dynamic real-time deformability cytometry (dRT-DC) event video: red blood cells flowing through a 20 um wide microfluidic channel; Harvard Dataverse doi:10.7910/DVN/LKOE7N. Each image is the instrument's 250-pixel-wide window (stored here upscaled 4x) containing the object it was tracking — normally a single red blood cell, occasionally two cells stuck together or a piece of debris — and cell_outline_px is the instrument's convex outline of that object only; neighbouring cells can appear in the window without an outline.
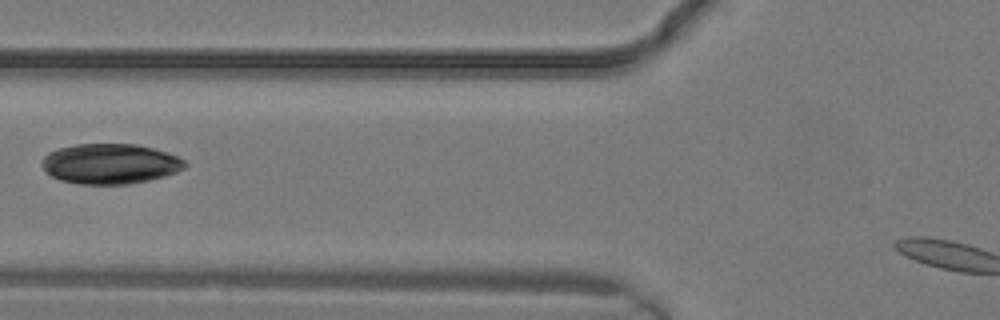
{"species": "common noctule bat (a hibernating species)", "species_latin": "Nyctalus noctula", "temperature_condition": "warm", "stored_images_in_passage": 7, "segment_of_instrument_passage": [1, 2], "camera_frame_rate_fps": 3000, "um_per_image_px": 0.085, "animal": {"sex": "male", "body_mass_g": 19.2, "forearm_length_mm": 51.8}, "frame": {"image": 1, "passage_image": 4, "time_ms": 1.0, "image_size_px": [1000, 320], "cell_outline_px": [[188, 164], [184, 168], [176, 172], [164, 176], [148, 180], [128, 184], [76, 184], [60, 180], [52, 176], [40, 164], [44, 156], [48, 152], [60, 148], [76, 144], [136, 144], [168, 152], [180, 156]], "centroid_in_image_um": [9.38, 13.92], "position_along_channel_um": 116.4, "area_um2": 33.58}}